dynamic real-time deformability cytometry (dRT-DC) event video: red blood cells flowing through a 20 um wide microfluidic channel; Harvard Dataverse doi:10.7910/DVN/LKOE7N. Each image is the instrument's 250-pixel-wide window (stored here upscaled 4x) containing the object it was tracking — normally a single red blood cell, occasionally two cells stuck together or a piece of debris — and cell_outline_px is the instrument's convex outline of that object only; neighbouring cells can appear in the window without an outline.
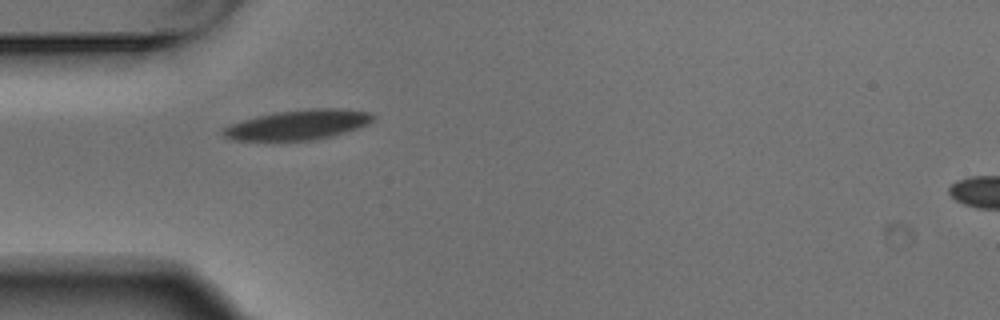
{"species": "Egyptian fruit bat (a non-hibernating species)", "species_latin": "Rousettus aegyptiacus", "temperature_condition": "warm", "stored_images_in_passage": 2, "camera_frame_rate_fps": 3000, "um_per_image_px": 0.085, "animal": {"sex": "male"}, "frame": {"image": 1, "passage_image": 1, "time_ms": 0.0, "image_size_px": [1000, 320], "cell_outline_px": [[376, 116], [372, 120], [356, 128], [332, 136], [312, 140], [232, 140], [224, 136], [220, 132], [220, 128], [244, 120], [276, 112], [312, 108], [336, 108], [372, 112]], "centroid_in_image_um": [25.32, 10.6], "position_along_channel_um": 59.7, "area_um2": 25.78}}
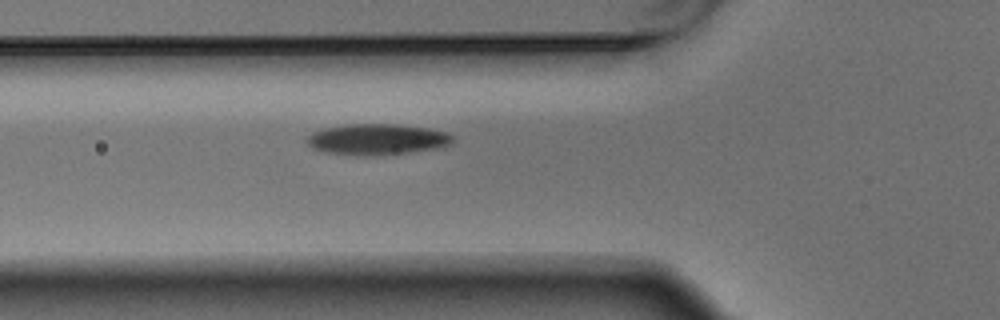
{"frame": {"image": 2, "passage_image": 2, "time_ms": 0.333, "image_size_px": [1000, 320], "cell_outline_px": [[456, 136], [452, 144], [444, 148], [408, 152], [368, 156], [364, 156], [324, 152], [312, 148], [304, 140], [312, 132], [324, 128], [344, 124], [396, 124], [428, 128], [448, 132]], "centroid_in_image_um": [32.1, 11.84], "position_along_channel_um": 93.7, "area_um2": 26.76}}